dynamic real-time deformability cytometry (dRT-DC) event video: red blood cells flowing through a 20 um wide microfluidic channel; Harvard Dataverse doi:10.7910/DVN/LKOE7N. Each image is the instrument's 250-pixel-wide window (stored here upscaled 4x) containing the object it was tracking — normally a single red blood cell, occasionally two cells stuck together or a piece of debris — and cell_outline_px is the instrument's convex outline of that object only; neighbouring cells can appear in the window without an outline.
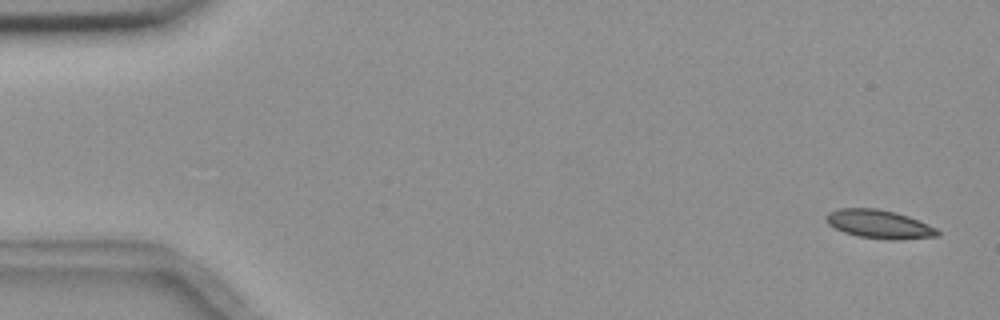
{"species": "common noctule bat (a hibernating species)", "species_latin": "Nyctalus noctula", "temperature_condition": "room temperature", "stored_images_in_passage": 4, "camera_frame_rate_fps": 3000, "um_per_image_px": 0.085, "animal": {"sex": "female", "body_mass_g": 18.4}, "frame": {"image": 1, "passage_image": 1, "time_ms": 0.0, "image_size_px": [1000, 320], "cell_outline_px": [[940, 236], [896, 240], [888, 240], [860, 236], [844, 232], [828, 224], [824, 220], [824, 216], [828, 212], [840, 208], [876, 208], [896, 212], [908, 216], [936, 228], [940, 232]], "centroid_in_image_um": [74.71, 19.05], "position_along_channel_um": 10.3, "area_um2": 18.55}}
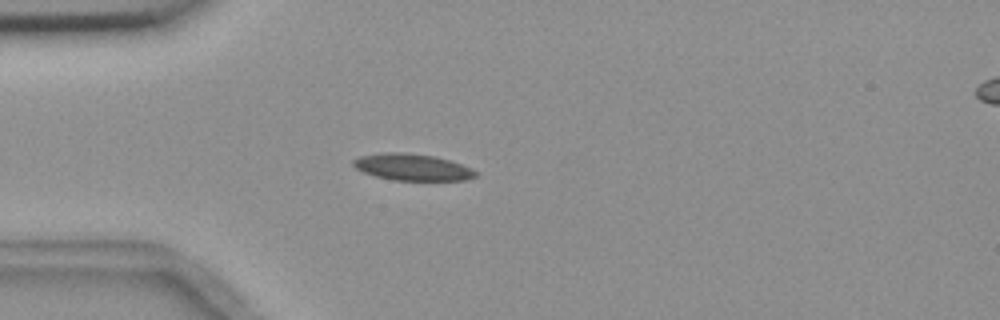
{"frame": {"image": 2, "passage_image": 4, "time_ms": 4.333, "image_size_px": [1000, 320], "cell_outline_px": [[480, 176], [468, 180], [392, 180], [376, 176], [364, 172], [356, 168], [352, 164], [352, 160], [360, 156], [388, 152], [404, 152], [432, 156], [448, 160], [472, 168], [480, 172]], "centroid_in_image_um": [35.1, 14.22], "position_along_channel_um": 49.9, "area_um2": 19.02}}